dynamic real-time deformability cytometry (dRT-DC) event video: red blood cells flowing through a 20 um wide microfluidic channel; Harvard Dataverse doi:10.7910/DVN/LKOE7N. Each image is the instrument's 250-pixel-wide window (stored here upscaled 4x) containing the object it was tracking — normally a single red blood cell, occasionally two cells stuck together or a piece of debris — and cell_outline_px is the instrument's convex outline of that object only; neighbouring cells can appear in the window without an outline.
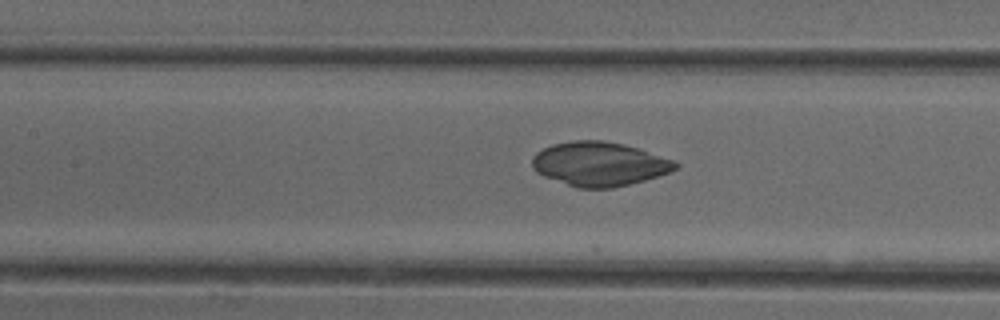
{"species": "common noctule bat (a hibernating species)", "species_latin": "Nyctalus noctula", "temperature_condition": "cold", "stored_images_in_passage": 49, "camera_frame_rate_fps": 3000, "um_per_image_px": 0.085, "animal": {"sex": "female"}, "frame": {"image": 1, "passage_image": 23, "time_ms": 7.333, "image_size_px": [1000, 320], "cell_outline_px": [[680, 164], [676, 168], [668, 172], [644, 180], [612, 188], [576, 188], [544, 176], [536, 172], [532, 168], [532, 156], [536, 152], [552, 144], [576, 140], [604, 140], [624, 144], [676, 160]], "centroid_in_image_um": [50.92, 13.93], "position_along_channel_um": 156.5, "area_um2": 36.82}}
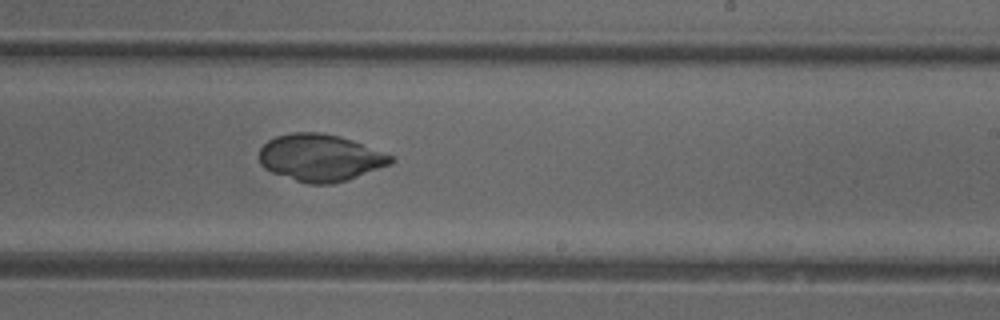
{"frame": {"image": 2, "passage_image": 31, "time_ms": 10.0, "image_size_px": [1000, 320], "cell_outline_px": [[396, 160], [392, 164], [348, 180], [332, 184], [308, 184], [272, 172], [264, 168], [260, 164], [260, 148], [268, 140], [276, 136], [292, 132], [320, 132], [340, 136], [352, 140], [396, 156]], "centroid_in_image_um": [27.27, 13.4], "position_along_channel_um": 261.7, "area_um2": 36.36}}
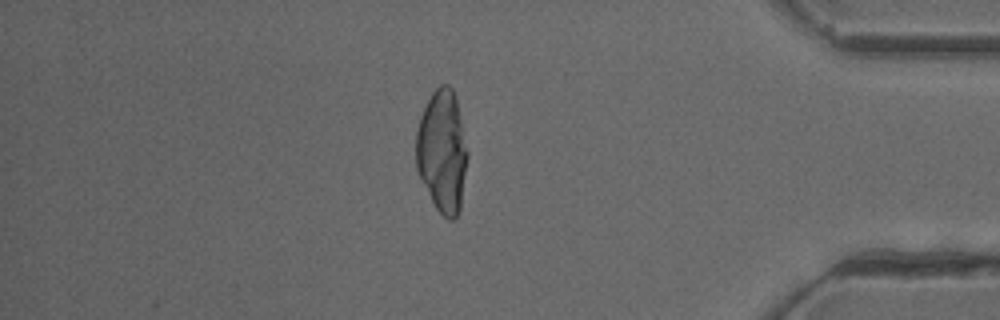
{"frame": {"image": 3, "passage_image": 44, "time_ms": 14.333, "image_size_px": [1000, 320], "cell_outline_px": [[468, 156], [460, 208], [456, 216], [452, 220], [448, 220], [436, 208], [416, 168], [416, 132], [420, 116], [432, 92], [440, 84], [448, 84], [452, 88], [456, 96], [468, 152]], "centroid_in_image_um": [37.6, 12.82], "position_along_channel_um": 397.6, "area_um2": 36.59}}